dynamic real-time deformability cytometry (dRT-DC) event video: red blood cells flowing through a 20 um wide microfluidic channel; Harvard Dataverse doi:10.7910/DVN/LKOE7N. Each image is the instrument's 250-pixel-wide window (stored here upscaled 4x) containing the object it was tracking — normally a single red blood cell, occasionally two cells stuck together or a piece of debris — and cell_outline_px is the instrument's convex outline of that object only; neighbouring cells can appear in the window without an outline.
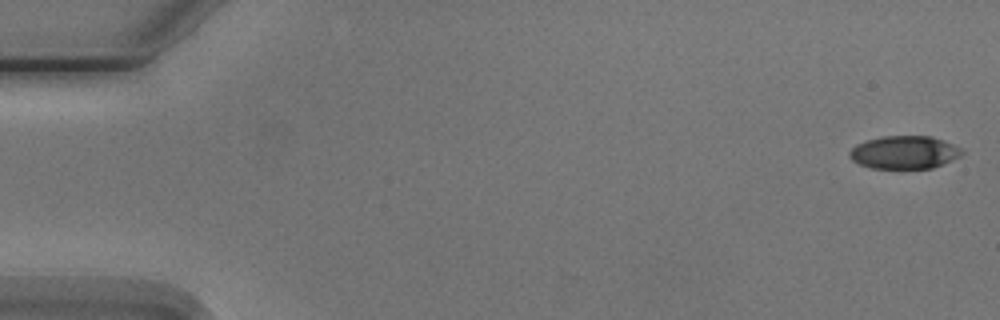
{"species": "Egyptian fruit bat (a non-hibernating species)", "species_latin": "Rousettus aegyptiacus", "temperature_condition": "cold", "stored_images_in_passage": 6, "camera_frame_rate_fps": 3000, "um_per_image_px": 0.085, "animal": {"sex": "male"}, "frame": {"image": 1, "passage_image": 1, "time_ms": 0.0, "image_size_px": [1000, 320], "cell_outline_px": [[964, 152], [960, 156], [952, 160], [932, 168], [872, 168], [860, 164], [852, 160], [848, 156], [848, 152], [856, 144], [868, 140], [884, 136], [932, 136], [944, 140], [960, 148]], "centroid_in_image_um": [76.86, 12.94], "position_along_channel_um": 8.1, "area_um2": 21.5}}
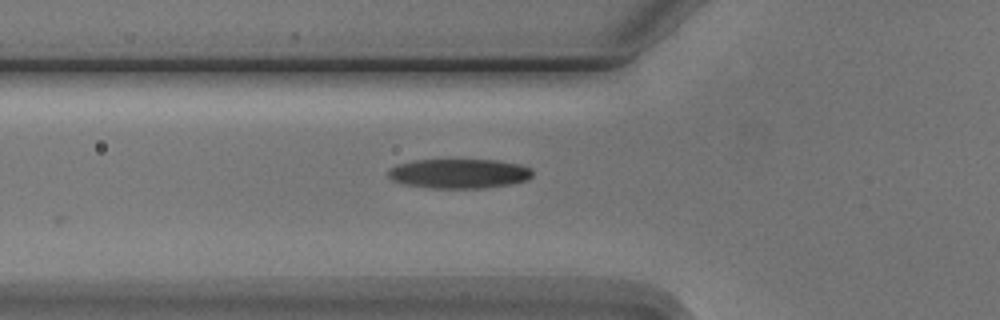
{"frame": {"image": 2, "passage_image": 6, "time_ms": 6.0, "image_size_px": [1000, 320], "cell_outline_px": [[532, 176], [528, 180], [508, 184], [484, 188], [432, 188], [404, 184], [392, 180], [388, 176], [388, 172], [396, 164], [412, 160], [496, 160], [520, 164], [532, 168]], "centroid_in_image_um": [39.03, 14.75], "position_along_channel_um": 86.8, "area_um2": 24.85}}